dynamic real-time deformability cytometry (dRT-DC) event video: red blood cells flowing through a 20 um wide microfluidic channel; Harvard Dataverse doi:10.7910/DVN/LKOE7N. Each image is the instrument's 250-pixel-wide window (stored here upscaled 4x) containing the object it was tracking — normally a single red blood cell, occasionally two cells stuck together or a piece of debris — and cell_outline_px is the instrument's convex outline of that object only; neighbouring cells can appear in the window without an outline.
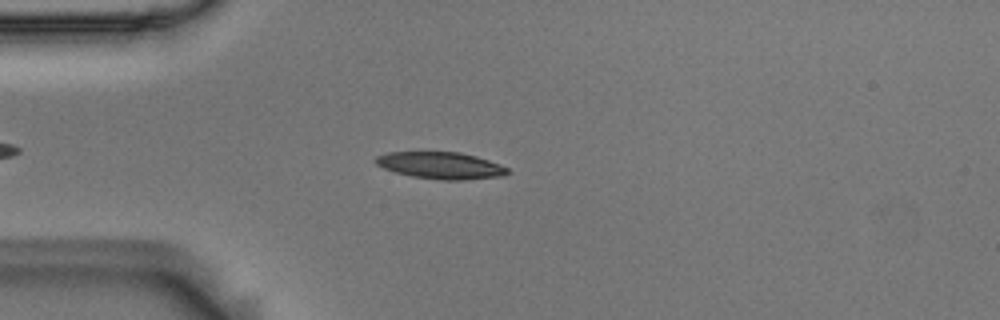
{"species": "Egyptian fruit bat (a non-hibernating species)", "species_latin": "Rousettus aegyptiacus", "temperature_condition": "room temperature", "stored_images_in_passage": 49, "camera_frame_rate_fps": 3000, "um_per_image_px": 0.085, "animal": {"sex": "male"}, "frame": {"image": 1, "passage_image": 9, "time_ms": 2.667, "image_size_px": [1000, 320], "cell_outline_px": [[508, 172], [504, 176], [464, 180], [440, 180], [412, 176], [396, 172], [384, 168], [376, 164], [372, 160], [376, 156], [388, 152], [460, 152], [476, 156], [500, 164], [508, 168]], "centroid_in_image_um": [37.45, 14.06], "position_along_channel_um": 47.5, "area_um2": 20.69}}
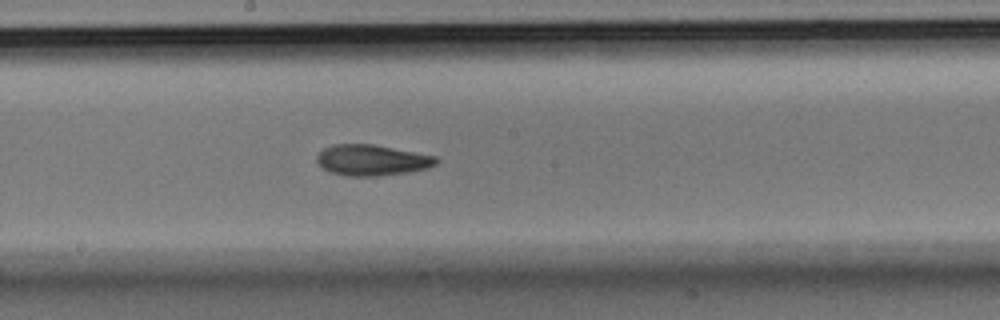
{"frame": {"image": 2, "passage_image": 24, "time_ms": 7.667, "image_size_px": [1000, 320], "cell_outline_px": [[440, 160], [436, 164], [428, 168], [412, 172], [376, 176], [348, 176], [332, 172], [324, 168], [316, 160], [316, 156], [324, 148], [332, 144], [372, 144], [436, 156]], "centroid_in_image_um": [31.64, 13.61], "position_along_channel_um": 216.6, "area_um2": 21.44}}
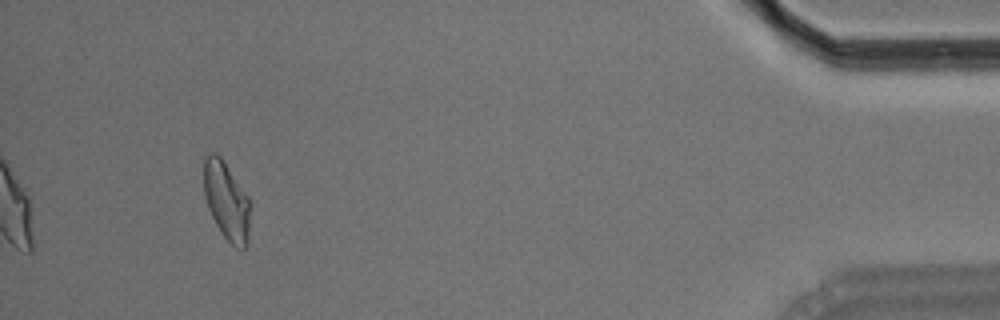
{"frame": {"image": 3, "passage_image": 46, "time_ms": 15.0, "image_size_px": [1000, 320], "cell_outline_px": [[248, 244], [244, 248], [236, 248], [224, 236], [216, 224], [208, 208], [204, 196], [204, 156], [208, 152], [216, 152], [220, 156], [248, 196]], "centroid_in_image_um": [19.22, 17.04], "position_along_channel_um": 416.0, "area_um2": 20.75}, "authors_computed_cell_mechanics": {"area_um2": 21.0392, "velocity_mm_per_s": 3.6452, "shape_relaxation_time_tau1_ms": null, "shape_relaxation_time_tau2_ms": 4.7334, "deformation_change_tau1": null, "deformation_change_tau2": 0.1267}}